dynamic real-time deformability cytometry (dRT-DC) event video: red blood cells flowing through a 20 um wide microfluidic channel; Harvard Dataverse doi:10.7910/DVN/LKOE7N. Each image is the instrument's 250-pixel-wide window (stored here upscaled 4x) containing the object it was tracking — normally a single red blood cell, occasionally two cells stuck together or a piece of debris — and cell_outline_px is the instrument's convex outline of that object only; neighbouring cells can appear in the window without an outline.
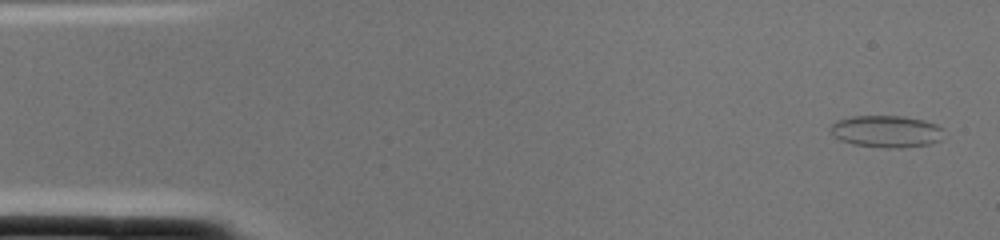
{"species": "common noctule bat (a hibernating species)", "species_latin": "Nyctalus noctula", "temperature_condition": "cold", "stored_images_in_passage": 3, "camera_frame_rate_fps": 3000, "um_per_image_px": 0.085, "animal": {"sex": "female", "body_mass_g": 22.0, "forearm_length_mm": 56.7}, "frame": {"image": 1, "passage_image": 1, "time_ms": 0.0, "image_size_px": [1000, 240], "cell_outline_px": [[948, 136], [940, 140], [928, 144], [900, 148], [888, 148], [852, 144], [840, 140], [832, 136], [828, 132], [832, 124], [836, 120], [852, 116], [904, 116], [924, 120], [936, 124], [944, 128], [948, 132]], "centroid_in_image_um": [75.38, 11.17], "position_along_channel_um": 9.6, "area_um2": 21.68}}
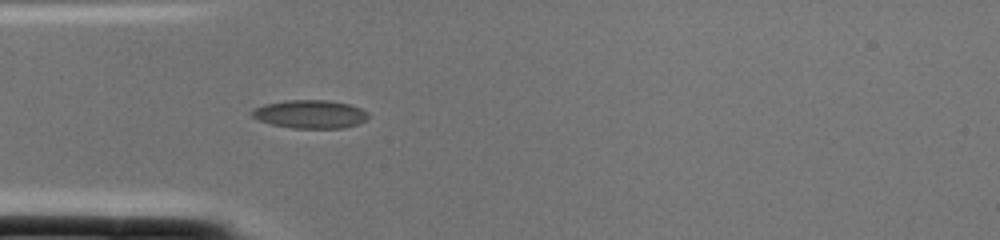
{"frame": {"image": 2, "passage_image": 2, "time_ms": 0.333, "image_size_px": [1000, 240], "cell_outline_px": [[368, 116], [364, 120], [356, 124], [344, 128], [292, 128], [272, 124], [260, 120], [252, 116], [252, 108], [264, 104], [284, 100], [328, 100], [348, 104], [360, 108], [368, 112]], "centroid_in_image_um": [26.34, 9.69], "position_along_channel_um": 58.7, "area_um2": 19.07}}